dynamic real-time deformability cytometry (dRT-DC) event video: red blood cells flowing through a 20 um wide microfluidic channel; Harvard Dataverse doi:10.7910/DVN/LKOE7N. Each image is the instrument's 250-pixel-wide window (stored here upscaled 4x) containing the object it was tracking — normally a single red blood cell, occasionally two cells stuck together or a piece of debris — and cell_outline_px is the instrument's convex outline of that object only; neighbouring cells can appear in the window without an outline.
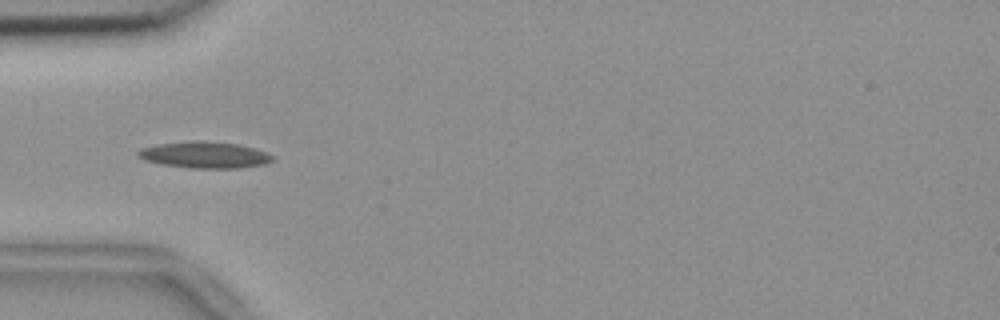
{"species": "common noctule bat (a hibernating species)", "species_latin": "Nyctalus noctula", "temperature_condition": "room temperature", "stored_images_in_passage": 23, "camera_frame_rate_fps": 3000, "um_per_image_px": 0.085, "animal": {"sex": "female", "body_mass_g": 18.4}, "frame": {"image": 1, "passage_image": 7, "time_ms": 2.0, "image_size_px": [1000, 320], "cell_outline_px": [[272, 160], [264, 164], [240, 168], [192, 168], [160, 164], [144, 160], [136, 156], [136, 152], [140, 148], [160, 144], [192, 140], [204, 140], [236, 144], [252, 148], [264, 152], [272, 156]], "centroid_in_image_um": [17.31, 13.16], "position_along_channel_um": 67.7, "area_um2": 20.63}}
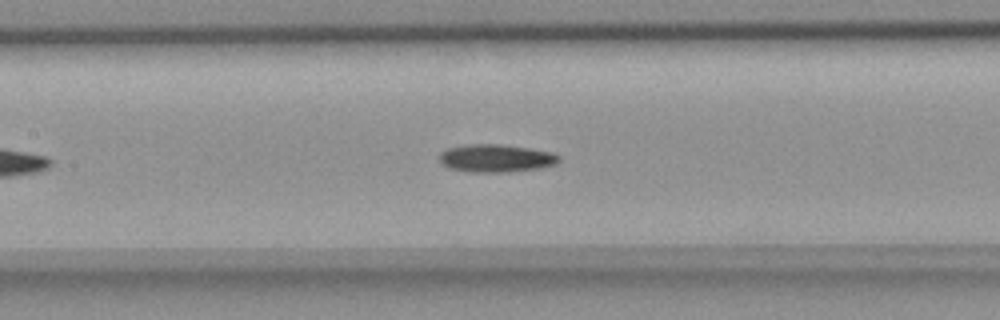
{"frame": {"image": 2, "passage_image": 15, "time_ms": 4.667, "image_size_px": [1000, 320], "cell_outline_px": [[560, 160], [556, 164], [540, 168], [508, 172], [472, 172], [448, 168], [440, 164], [440, 152], [448, 148], [468, 144], [500, 144], [528, 148], [552, 152], [560, 156]], "centroid_in_image_um": [42.15, 13.45], "position_along_channel_um": 165.2, "area_um2": 19.48}}
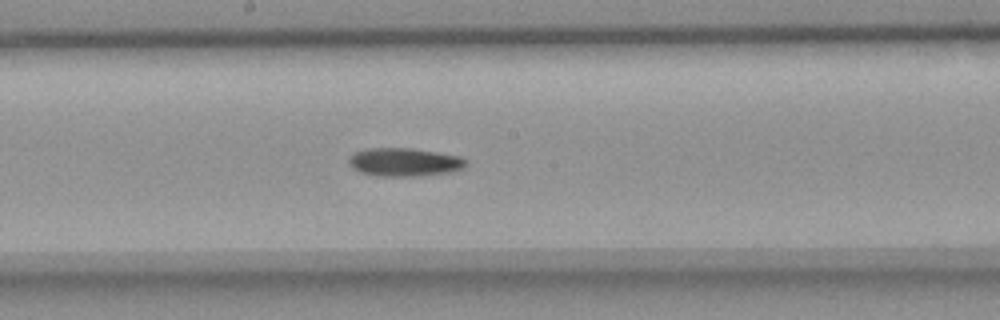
{"frame": {"image": 3, "passage_image": 19, "time_ms": 6.0, "image_size_px": [1000, 320], "cell_outline_px": [[468, 164], [464, 168], [448, 172], [420, 176], [376, 176], [360, 172], [352, 168], [348, 160], [356, 152], [368, 148], [412, 148], [460, 156]], "centroid_in_image_um": [34.37, 13.78], "position_along_channel_um": 213.8, "area_um2": 19.25}}